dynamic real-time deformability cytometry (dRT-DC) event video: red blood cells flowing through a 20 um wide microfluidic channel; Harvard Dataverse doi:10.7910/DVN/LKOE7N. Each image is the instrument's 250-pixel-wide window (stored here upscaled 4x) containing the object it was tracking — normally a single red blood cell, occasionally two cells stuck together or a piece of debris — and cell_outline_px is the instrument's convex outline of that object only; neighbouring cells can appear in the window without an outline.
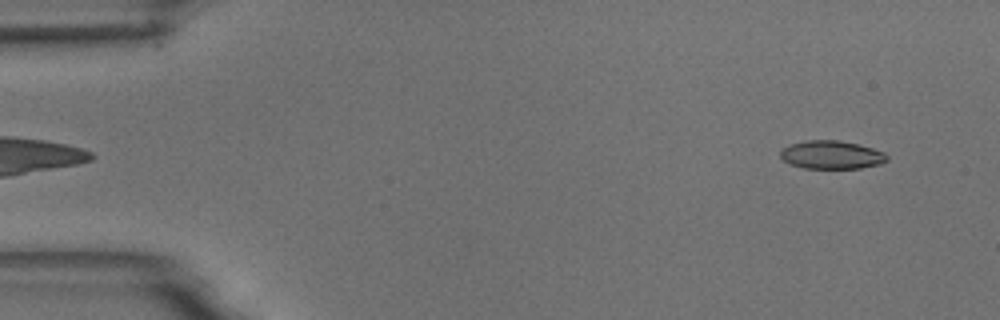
{"species": "common noctule bat (a hibernating species)", "species_latin": "Nyctalus noctula", "temperature_condition": "room temperature", "stored_images_in_passage": 51, "camera_frame_rate_fps": 3000, "um_per_image_px": 0.085, "animal": {"sex": "male", "body_mass_g": 18.8}, "frame": {"image": 1, "passage_image": 2, "time_ms": 0.333, "image_size_px": [1000, 320], "cell_outline_px": [[888, 160], [880, 164], [860, 168], [804, 168], [792, 164], [784, 160], [780, 156], [780, 152], [784, 148], [792, 144], [804, 140], [840, 140], [872, 148], [884, 152], [888, 156]], "centroid_in_image_um": [70.7, 13.16], "position_along_channel_um": 14.3, "area_um2": 17.4}}
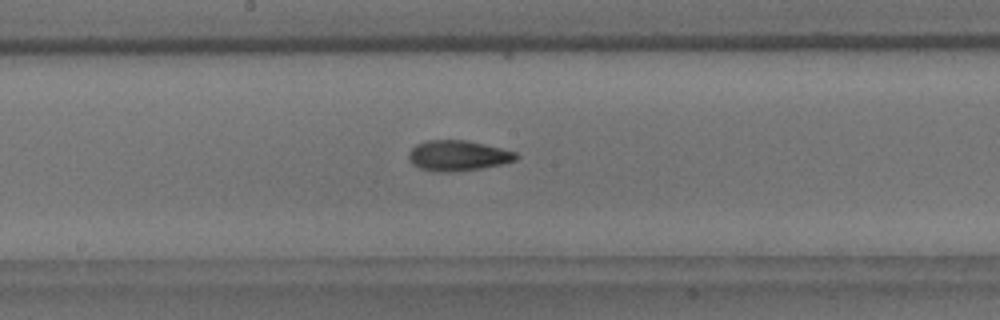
{"frame": {"image": 2, "passage_image": 27, "time_ms": 8.667, "image_size_px": [1000, 320], "cell_outline_px": [[520, 156], [516, 160], [500, 164], [480, 168], [448, 172], [436, 172], [420, 168], [412, 164], [408, 156], [408, 152], [416, 144], [428, 140], [468, 140], [516, 152]], "centroid_in_image_um": [38.9, 13.22], "position_along_channel_um": 209.3, "area_um2": 18.96}}
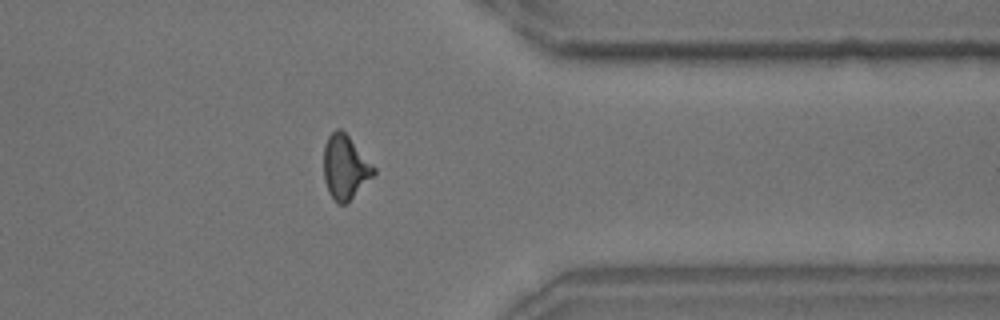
{"frame": {"image": 3, "passage_image": 42, "time_ms": 13.667, "image_size_px": [1000, 320], "cell_outline_px": [[376, 172], [344, 204], [340, 204], [328, 192], [324, 180], [324, 144], [328, 136], [336, 128], [340, 128], [348, 136], [376, 168]], "centroid_in_image_um": [29.31, 14.16], "position_along_channel_um": 382.1, "area_um2": 18.15}}